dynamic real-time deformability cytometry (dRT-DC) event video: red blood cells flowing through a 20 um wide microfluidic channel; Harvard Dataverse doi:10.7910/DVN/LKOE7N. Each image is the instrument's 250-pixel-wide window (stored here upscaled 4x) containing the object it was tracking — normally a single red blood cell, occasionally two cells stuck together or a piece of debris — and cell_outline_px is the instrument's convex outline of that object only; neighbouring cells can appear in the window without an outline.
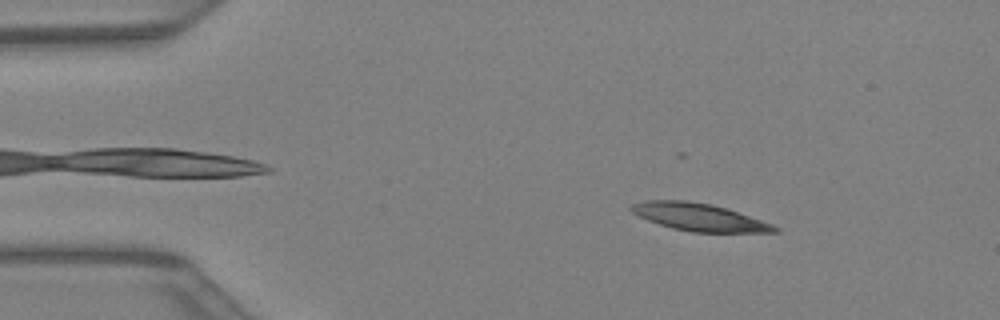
{"species": "Egyptian fruit bat (a non-hibernating species)", "species_latin": "Rousettus aegyptiacus", "temperature_condition": "warm", "stored_images_in_passage": 41, "camera_frame_rate_fps": 3000, "um_per_image_px": 0.085, "animal": {"sex": "female"}, "frame": {"image": 1, "passage_image": 6, "time_ms": 1.667, "image_size_px": [1000, 320], "cell_outline_px": [[780, 232], [692, 232], [672, 228], [648, 220], [632, 212], [628, 208], [632, 204], [644, 200], [684, 200], [712, 204], [772, 224], [780, 228]], "centroid_in_image_um": [59.39, 18.45], "position_along_channel_um": 25.6, "area_um2": 22.66}}
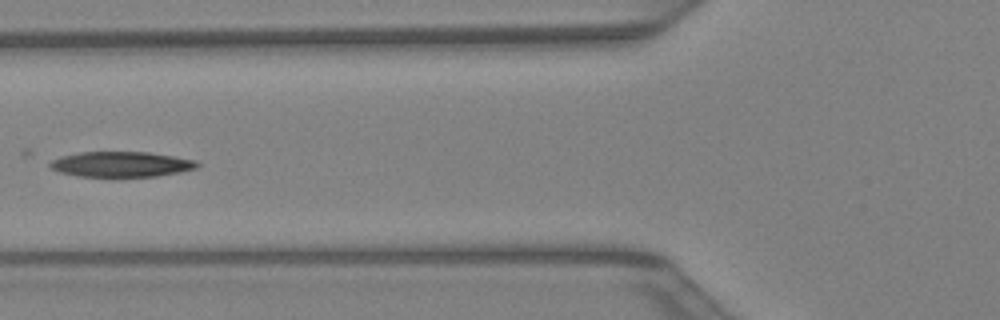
{"frame": {"image": 2, "passage_image": 16, "time_ms": 5.0, "image_size_px": [1000, 320], "cell_outline_px": [[200, 164], [196, 168], [180, 172], [156, 176], [112, 180], [76, 176], [60, 172], [52, 168], [48, 164], [52, 160], [64, 156], [80, 152], [148, 152], [196, 160]], "centroid_in_image_um": [10.29, 14.02], "position_along_channel_um": 115.5, "area_um2": 22.6}}
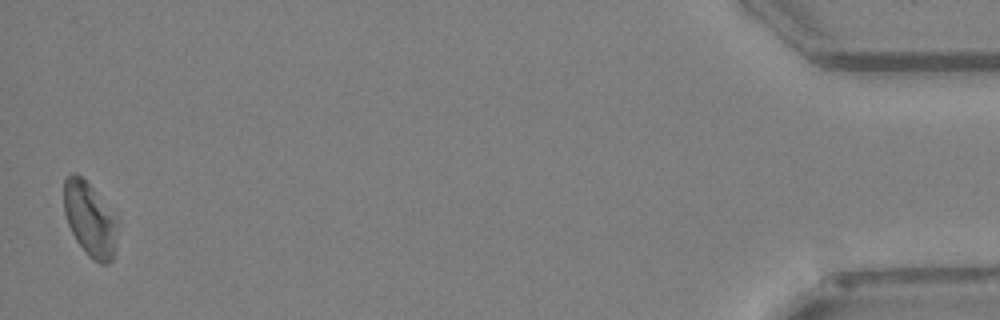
{"frame": {"image": 3, "passage_image": 41, "time_ms": 13.333, "image_size_px": [1000, 320], "cell_outline_px": [[120, 220], [112, 260], [108, 264], [100, 264], [88, 256], [76, 240], [68, 224], [64, 212], [64, 180], [72, 172], [76, 172], [92, 188]], "centroid_in_image_um": [7.66, 18.66], "position_along_channel_um": 427.5, "area_um2": 23.24}}